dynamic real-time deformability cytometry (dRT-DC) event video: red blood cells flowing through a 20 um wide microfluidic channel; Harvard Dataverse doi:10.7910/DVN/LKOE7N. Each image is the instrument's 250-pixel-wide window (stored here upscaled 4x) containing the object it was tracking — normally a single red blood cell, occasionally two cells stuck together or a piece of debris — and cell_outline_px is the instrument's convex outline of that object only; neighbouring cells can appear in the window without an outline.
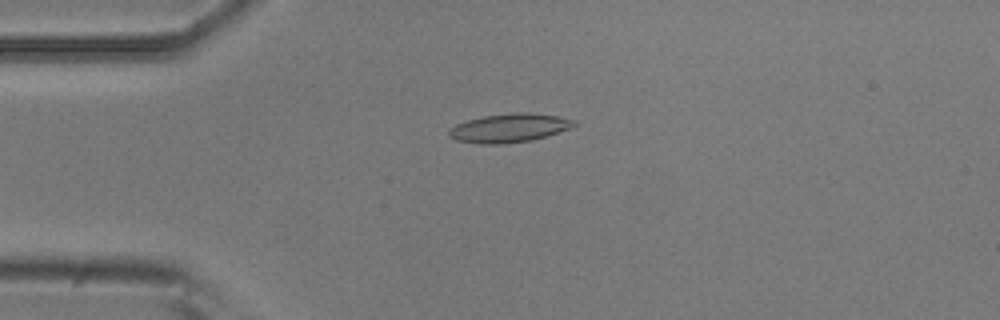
{"species": "common noctule bat (a hibernating species)", "species_latin": "Nyctalus noctula", "temperature_condition": "room temperature", "stored_images_in_passage": 8, "camera_frame_rate_fps": 3000, "um_per_image_px": 0.085, "animal": {"sex": "male", "body_mass_g": 20.5, "forearm_length_mm": 52.5}, "frame": {"image": 1, "passage_image": 3, "time_ms": 0.667, "image_size_px": [1000, 320], "cell_outline_px": [[576, 124], [568, 128], [532, 140], [504, 144], [480, 144], [456, 140], [448, 136], [448, 132], [456, 124], [468, 120], [484, 116], [512, 112], [528, 112], [556, 116], [576, 120]], "centroid_in_image_um": [43.25, 10.88], "position_along_channel_um": 41.8, "area_um2": 20.69}}
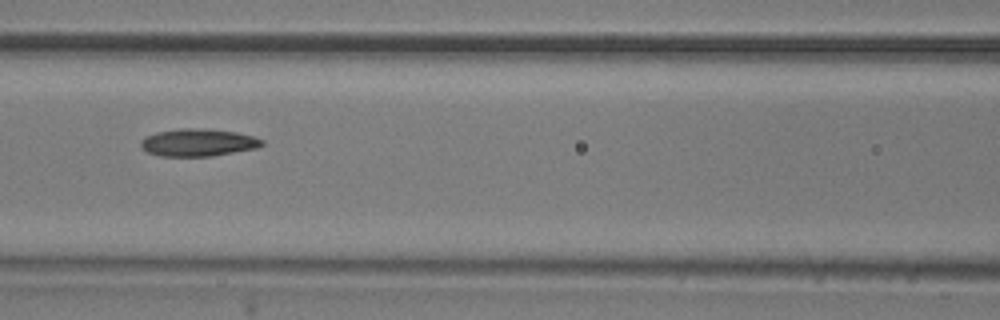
{"frame": {"image": 2, "passage_image": 6, "time_ms": 1.667, "image_size_px": [1000, 320], "cell_outline_px": [[264, 144], [256, 148], [212, 156], [160, 156], [148, 152], [140, 148], [140, 140], [144, 136], [156, 132], [180, 128], [204, 128], [236, 132], [252, 136], [264, 140]], "centroid_in_image_um": [16.79, 12.11], "position_along_channel_um": 149.8, "area_um2": 19.54}}
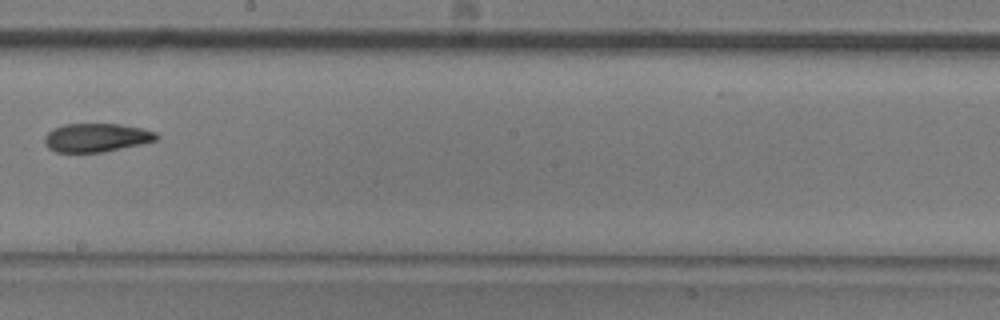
{"frame": {"image": 3, "passage_image": 8, "time_ms": 2.333, "image_size_px": [1000, 320], "cell_outline_px": [[160, 136], [156, 140], [140, 144], [100, 152], [56, 152], [48, 148], [44, 144], [44, 136], [52, 128], [64, 124], [120, 124], [144, 128], [156, 132]], "centroid_in_image_um": [8.17, 11.68], "position_along_channel_um": 240.0, "area_um2": 18.67}}